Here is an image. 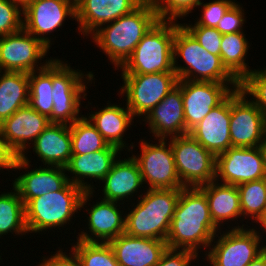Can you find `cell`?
I'll list each match as a JSON object with an SVG mask.
<instances>
[{"mask_svg": "<svg viewBox=\"0 0 266 266\" xmlns=\"http://www.w3.org/2000/svg\"><path fill=\"white\" fill-rule=\"evenodd\" d=\"M240 206L242 213V220L254 226L259 219L264 215L266 210V178L255 181H249L237 185Z\"/></svg>", "mask_w": 266, "mask_h": 266, "instance_id": "33", "label": "cell"}, {"mask_svg": "<svg viewBox=\"0 0 266 266\" xmlns=\"http://www.w3.org/2000/svg\"><path fill=\"white\" fill-rule=\"evenodd\" d=\"M209 53L220 56L222 34L212 27L183 26Z\"/></svg>", "mask_w": 266, "mask_h": 266, "instance_id": "40", "label": "cell"}, {"mask_svg": "<svg viewBox=\"0 0 266 266\" xmlns=\"http://www.w3.org/2000/svg\"><path fill=\"white\" fill-rule=\"evenodd\" d=\"M96 196L93 191H85L81 203L80 210H85L88 213L85 214L87 216L83 220L87 222V227L81 229L80 233H77V240H81L84 242H100V243H108L110 240L118 237L119 235L125 233V221H126V210L123 206V203L115 202V201H107L102 198H98L96 202L93 204L88 203V201H92ZM92 197V198H91ZM88 203V204H87ZM89 205L91 208H88ZM122 205V206H120ZM86 209H85V208ZM124 207V210H120ZM89 214V215H88ZM87 229H89L87 231Z\"/></svg>", "mask_w": 266, "mask_h": 266, "instance_id": "12", "label": "cell"}, {"mask_svg": "<svg viewBox=\"0 0 266 266\" xmlns=\"http://www.w3.org/2000/svg\"><path fill=\"white\" fill-rule=\"evenodd\" d=\"M49 119L30 105L18 109L0 124V132L7 147L21 156L48 126Z\"/></svg>", "mask_w": 266, "mask_h": 266, "instance_id": "20", "label": "cell"}, {"mask_svg": "<svg viewBox=\"0 0 266 266\" xmlns=\"http://www.w3.org/2000/svg\"><path fill=\"white\" fill-rule=\"evenodd\" d=\"M266 136V118L240 88L231 93L230 137L232 147H259Z\"/></svg>", "mask_w": 266, "mask_h": 266, "instance_id": "16", "label": "cell"}, {"mask_svg": "<svg viewBox=\"0 0 266 266\" xmlns=\"http://www.w3.org/2000/svg\"><path fill=\"white\" fill-rule=\"evenodd\" d=\"M23 28V10L9 0H0V37Z\"/></svg>", "mask_w": 266, "mask_h": 266, "instance_id": "39", "label": "cell"}, {"mask_svg": "<svg viewBox=\"0 0 266 266\" xmlns=\"http://www.w3.org/2000/svg\"><path fill=\"white\" fill-rule=\"evenodd\" d=\"M243 8L242 3L235 2L218 22L216 29L221 34L244 32L246 17Z\"/></svg>", "mask_w": 266, "mask_h": 266, "instance_id": "41", "label": "cell"}, {"mask_svg": "<svg viewBox=\"0 0 266 266\" xmlns=\"http://www.w3.org/2000/svg\"><path fill=\"white\" fill-rule=\"evenodd\" d=\"M8 233L15 234L14 236L17 237L26 236V233L28 235L25 205L13 186L10 192L0 194V239Z\"/></svg>", "mask_w": 266, "mask_h": 266, "instance_id": "31", "label": "cell"}, {"mask_svg": "<svg viewBox=\"0 0 266 266\" xmlns=\"http://www.w3.org/2000/svg\"><path fill=\"white\" fill-rule=\"evenodd\" d=\"M106 104L108 105H104L103 108H96V111L91 110L89 114L87 113L84 116L101 133L109 145L115 146L121 151L125 149L129 152L136 145L132 142L129 146L124 136L127 135L126 131L129 130V127L132 128L131 125H134V119L136 120V118L126 105L124 107V105H117V103L112 104L109 100Z\"/></svg>", "mask_w": 266, "mask_h": 266, "instance_id": "25", "label": "cell"}, {"mask_svg": "<svg viewBox=\"0 0 266 266\" xmlns=\"http://www.w3.org/2000/svg\"><path fill=\"white\" fill-rule=\"evenodd\" d=\"M121 153L119 148L109 145L106 149L94 153L72 155L65 167L69 182L82 187L85 191L90 190L95 193L97 188L93 180L95 182L99 180L97 182L99 184L110 172Z\"/></svg>", "mask_w": 266, "mask_h": 266, "instance_id": "22", "label": "cell"}, {"mask_svg": "<svg viewBox=\"0 0 266 266\" xmlns=\"http://www.w3.org/2000/svg\"><path fill=\"white\" fill-rule=\"evenodd\" d=\"M219 231L211 219L206 195L197 187L180 189L166 238L168 248L190 250L200 256Z\"/></svg>", "mask_w": 266, "mask_h": 266, "instance_id": "1", "label": "cell"}, {"mask_svg": "<svg viewBox=\"0 0 266 266\" xmlns=\"http://www.w3.org/2000/svg\"><path fill=\"white\" fill-rule=\"evenodd\" d=\"M145 190L136 203L131 201V208L126 204L129 212L126 211L125 233L166 241L180 189Z\"/></svg>", "mask_w": 266, "mask_h": 266, "instance_id": "3", "label": "cell"}, {"mask_svg": "<svg viewBox=\"0 0 266 266\" xmlns=\"http://www.w3.org/2000/svg\"><path fill=\"white\" fill-rule=\"evenodd\" d=\"M178 22L173 40V69L178 80L239 83L224 67L220 56L207 52ZM178 57L184 65L178 64Z\"/></svg>", "mask_w": 266, "mask_h": 266, "instance_id": "4", "label": "cell"}, {"mask_svg": "<svg viewBox=\"0 0 266 266\" xmlns=\"http://www.w3.org/2000/svg\"><path fill=\"white\" fill-rule=\"evenodd\" d=\"M31 148L41 161V166L43 163V166L65 168L72 156L70 125L49 123L22 155H27Z\"/></svg>", "mask_w": 266, "mask_h": 266, "instance_id": "28", "label": "cell"}, {"mask_svg": "<svg viewBox=\"0 0 266 266\" xmlns=\"http://www.w3.org/2000/svg\"><path fill=\"white\" fill-rule=\"evenodd\" d=\"M159 20L183 19L193 13L203 0H152Z\"/></svg>", "mask_w": 266, "mask_h": 266, "instance_id": "37", "label": "cell"}, {"mask_svg": "<svg viewBox=\"0 0 266 266\" xmlns=\"http://www.w3.org/2000/svg\"><path fill=\"white\" fill-rule=\"evenodd\" d=\"M256 225H257L258 228L256 227ZM256 225L254 226L255 229H258L257 231L262 234L261 235L262 237L264 236V239H266L265 235L263 234V233H266V210H265L264 215L259 219V221L256 223Z\"/></svg>", "mask_w": 266, "mask_h": 266, "instance_id": "46", "label": "cell"}, {"mask_svg": "<svg viewBox=\"0 0 266 266\" xmlns=\"http://www.w3.org/2000/svg\"><path fill=\"white\" fill-rule=\"evenodd\" d=\"M49 50L39 39L24 28L18 32L1 36L0 71L29 74L43 69L53 59L51 56V59L45 57L48 56ZM44 58L49 59L43 60Z\"/></svg>", "mask_w": 266, "mask_h": 266, "instance_id": "13", "label": "cell"}, {"mask_svg": "<svg viewBox=\"0 0 266 266\" xmlns=\"http://www.w3.org/2000/svg\"><path fill=\"white\" fill-rule=\"evenodd\" d=\"M101 183L102 186L100 187H102L101 191L103 192L101 198L103 200L122 202L123 204L125 202H129L127 203L128 205L134 196L138 197H135V200L142 196L143 192L141 187L146 189L144 188L146 185L143 184L138 164L132 156L123 159L119 156L113 163L110 172L100 181L99 184ZM138 192L142 193L139 195Z\"/></svg>", "mask_w": 266, "mask_h": 266, "instance_id": "23", "label": "cell"}, {"mask_svg": "<svg viewBox=\"0 0 266 266\" xmlns=\"http://www.w3.org/2000/svg\"><path fill=\"white\" fill-rule=\"evenodd\" d=\"M231 94L213 108L189 134L215 156L231 148Z\"/></svg>", "mask_w": 266, "mask_h": 266, "instance_id": "24", "label": "cell"}, {"mask_svg": "<svg viewBox=\"0 0 266 266\" xmlns=\"http://www.w3.org/2000/svg\"><path fill=\"white\" fill-rule=\"evenodd\" d=\"M15 159L16 155L7 147L0 132V171L3 169H7L9 172L13 171Z\"/></svg>", "mask_w": 266, "mask_h": 266, "instance_id": "44", "label": "cell"}, {"mask_svg": "<svg viewBox=\"0 0 266 266\" xmlns=\"http://www.w3.org/2000/svg\"><path fill=\"white\" fill-rule=\"evenodd\" d=\"M241 92L257 106L266 118V66L253 69L240 83Z\"/></svg>", "mask_w": 266, "mask_h": 266, "instance_id": "36", "label": "cell"}, {"mask_svg": "<svg viewBox=\"0 0 266 266\" xmlns=\"http://www.w3.org/2000/svg\"><path fill=\"white\" fill-rule=\"evenodd\" d=\"M250 46L245 32L222 34V64L239 83L252 71L248 61L246 63Z\"/></svg>", "mask_w": 266, "mask_h": 266, "instance_id": "30", "label": "cell"}, {"mask_svg": "<svg viewBox=\"0 0 266 266\" xmlns=\"http://www.w3.org/2000/svg\"><path fill=\"white\" fill-rule=\"evenodd\" d=\"M237 88L239 83L181 80L186 134Z\"/></svg>", "mask_w": 266, "mask_h": 266, "instance_id": "17", "label": "cell"}, {"mask_svg": "<svg viewBox=\"0 0 266 266\" xmlns=\"http://www.w3.org/2000/svg\"><path fill=\"white\" fill-rule=\"evenodd\" d=\"M140 139V155L133 153L146 189H182V183L177 174L170 138H158V142ZM169 140V141H168ZM149 141V142H148ZM155 143V144H154ZM132 151V152H131ZM136 154V155H135ZM148 183V184H147Z\"/></svg>", "mask_w": 266, "mask_h": 266, "instance_id": "10", "label": "cell"}, {"mask_svg": "<svg viewBox=\"0 0 266 266\" xmlns=\"http://www.w3.org/2000/svg\"><path fill=\"white\" fill-rule=\"evenodd\" d=\"M200 256L190 250L167 248L155 266H194ZM192 264V265H191Z\"/></svg>", "mask_w": 266, "mask_h": 266, "instance_id": "42", "label": "cell"}, {"mask_svg": "<svg viewBox=\"0 0 266 266\" xmlns=\"http://www.w3.org/2000/svg\"><path fill=\"white\" fill-rule=\"evenodd\" d=\"M120 75L123 84L117 95L125 96L127 108L139 119H143L178 83L175 72Z\"/></svg>", "mask_w": 266, "mask_h": 266, "instance_id": "9", "label": "cell"}, {"mask_svg": "<svg viewBox=\"0 0 266 266\" xmlns=\"http://www.w3.org/2000/svg\"><path fill=\"white\" fill-rule=\"evenodd\" d=\"M94 77L93 71L85 73L73 69L68 60L64 62L57 57L52 59L53 108L48 118L50 123L71 125L83 116L80 113L81 100L87 99L86 91Z\"/></svg>", "mask_w": 266, "mask_h": 266, "instance_id": "6", "label": "cell"}, {"mask_svg": "<svg viewBox=\"0 0 266 266\" xmlns=\"http://www.w3.org/2000/svg\"><path fill=\"white\" fill-rule=\"evenodd\" d=\"M108 243L120 266H155L168 248L164 240L133 237L126 233Z\"/></svg>", "mask_w": 266, "mask_h": 266, "instance_id": "27", "label": "cell"}, {"mask_svg": "<svg viewBox=\"0 0 266 266\" xmlns=\"http://www.w3.org/2000/svg\"><path fill=\"white\" fill-rule=\"evenodd\" d=\"M67 17L76 21L75 0H33L23 9V28L51 49L55 39L50 35Z\"/></svg>", "mask_w": 266, "mask_h": 266, "instance_id": "14", "label": "cell"}, {"mask_svg": "<svg viewBox=\"0 0 266 266\" xmlns=\"http://www.w3.org/2000/svg\"><path fill=\"white\" fill-rule=\"evenodd\" d=\"M141 121L148 125V132L154 139L186 135L181 80L144 119H140V124Z\"/></svg>", "mask_w": 266, "mask_h": 266, "instance_id": "19", "label": "cell"}, {"mask_svg": "<svg viewBox=\"0 0 266 266\" xmlns=\"http://www.w3.org/2000/svg\"><path fill=\"white\" fill-rule=\"evenodd\" d=\"M198 188L206 195L211 219L220 230L229 221V226L226 225L228 229H242L248 226L241 220L242 213L237 186L214 180ZM238 218L243 223L242 225L237 222ZM231 221L235 222L234 224L237 223L236 226ZM231 224L232 226H230Z\"/></svg>", "mask_w": 266, "mask_h": 266, "instance_id": "26", "label": "cell"}, {"mask_svg": "<svg viewBox=\"0 0 266 266\" xmlns=\"http://www.w3.org/2000/svg\"><path fill=\"white\" fill-rule=\"evenodd\" d=\"M143 0H75L79 35L91 36L102 25L130 13Z\"/></svg>", "mask_w": 266, "mask_h": 266, "instance_id": "21", "label": "cell"}, {"mask_svg": "<svg viewBox=\"0 0 266 266\" xmlns=\"http://www.w3.org/2000/svg\"><path fill=\"white\" fill-rule=\"evenodd\" d=\"M249 227L221 229L209 249H203L202 262L207 261L209 266H247L266 249V240L262 239L261 233L255 227Z\"/></svg>", "mask_w": 266, "mask_h": 266, "instance_id": "8", "label": "cell"}, {"mask_svg": "<svg viewBox=\"0 0 266 266\" xmlns=\"http://www.w3.org/2000/svg\"><path fill=\"white\" fill-rule=\"evenodd\" d=\"M175 20H158L135 47L132 55L118 69L121 74H152L175 72L173 40Z\"/></svg>", "mask_w": 266, "mask_h": 266, "instance_id": "7", "label": "cell"}, {"mask_svg": "<svg viewBox=\"0 0 266 266\" xmlns=\"http://www.w3.org/2000/svg\"><path fill=\"white\" fill-rule=\"evenodd\" d=\"M262 149H263V151H264L265 161H266V136H265V140H264V142H263V144H262Z\"/></svg>", "mask_w": 266, "mask_h": 266, "instance_id": "48", "label": "cell"}, {"mask_svg": "<svg viewBox=\"0 0 266 266\" xmlns=\"http://www.w3.org/2000/svg\"><path fill=\"white\" fill-rule=\"evenodd\" d=\"M235 0H212L208 3L202 2L198 7L201 8L200 17L194 21L195 23H180L182 26H206L216 28L218 22L222 19L228 9L235 3ZM193 24V25H192Z\"/></svg>", "mask_w": 266, "mask_h": 266, "instance_id": "38", "label": "cell"}, {"mask_svg": "<svg viewBox=\"0 0 266 266\" xmlns=\"http://www.w3.org/2000/svg\"><path fill=\"white\" fill-rule=\"evenodd\" d=\"M84 192L82 187L68 182L59 191L31 199L25 205L28 234H41L42 231L46 233L48 230L55 232L53 229L58 231L61 230L60 227L63 229L71 225L75 214L81 212L80 203Z\"/></svg>", "mask_w": 266, "mask_h": 266, "instance_id": "5", "label": "cell"}, {"mask_svg": "<svg viewBox=\"0 0 266 266\" xmlns=\"http://www.w3.org/2000/svg\"><path fill=\"white\" fill-rule=\"evenodd\" d=\"M71 251L68 253L63 252L62 248H58L55 251V254L49 256H42V260L40 259V263L37 266H81L80 261L76 255V253L70 249Z\"/></svg>", "mask_w": 266, "mask_h": 266, "instance_id": "43", "label": "cell"}, {"mask_svg": "<svg viewBox=\"0 0 266 266\" xmlns=\"http://www.w3.org/2000/svg\"><path fill=\"white\" fill-rule=\"evenodd\" d=\"M72 155H82L104 150L109 143L101 133L84 117L70 125Z\"/></svg>", "mask_w": 266, "mask_h": 266, "instance_id": "34", "label": "cell"}, {"mask_svg": "<svg viewBox=\"0 0 266 266\" xmlns=\"http://www.w3.org/2000/svg\"><path fill=\"white\" fill-rule=\"evenodd\" d=\"M247 266H266V249L253 259Z\"/></svg>", "mask_w": 266, "mask_h": 266, "instance_id": "45", "label": "cell"}, {"mask_svg": "<svg viewBox=\"0 0 266 266\" xmlns=\"http://www.w3.org/2000/svg\"><path fill=\"white\" fill-rule=\"evenodd\" d=\"M14 4H17L22 10L33 0H9Z\"/></svg>", "mask_w": 266, "mask_h": 266, "instance_id": "47", "label": "cell"}, {"mask_svg": "<svg viewBox=\"0 0 266 266\" xmlns=\"http://www.w3.org/2000/svg\"><path fill=\"white\" fill-rule=\"evenodd\" d=\"M29 74L0 71V124L29 105Z\"/></svg>", "mask_w": 266, "mask_h": 266, "instance_id": "29", "label": "cell"}, {"mask_svg": "<svg viewBox=\"0 0 266 266\" xmlns=\"http://www.w3.org/2000/svg\"><path fill=\"white\" fill-rule=\"evenodd\" d=\"M158 20L153 1L143 0L130 13L102 25L90 36L91 42L100 48L116 70L132 55L137 44Z\"/></svg>", "mask_w": 266, "mask_h": 266, "instance_id": "2", "label": "cell"}, {"mask_svg": "<svg viewBox=\"0 0 266 266\" xmlns=\"http://www.w3.org/2000/svg\"><path fill=\"white\" fill-rule=\"evenodd\" d=\"M266 178V161L262 146L231 147L216 156L215 180L231 185Z\"/></svg>", "mask_w": 266, "mask_h": 266, "instance_id": "15", "label": "cell"}, {"mask_svg": "<svg viewBox=\"0 0 266 266\" xmlns=\"http://www.w3.org/2000/svg\"><path fill=\"white\" fill-rule=\"evenodd\" d=\"M30 163L27 155H21L16 157L13 165V171L26 170L17 178L15 176L11 184L19 193L24 205L35 197L61 190L69 182L64 167L42 165L30 169L33 167Z\"/></svg>", "mask_w": 266, "mask_h": 266, "instance_id": "18", "label": "cell"}, {"mask_svg": "<svg viewBox=\"0 0 266 266\" xmlns=\"http://www.w3.org/2000/svg\"><path fill=\"white\" fill-rule=\"evenodd\" d=\"M76 243V244H75ZM70 243L81 266H120L109 243L84 242Z\"/></svg>", "mask_w": 266, "mask_h": 266, "instance_id": "35", "label": "cell"}, {"mask_svg": "<svg viewBox=\"0 0 266 266\" xmlns=\"http://www.w3.org/2000/svg\"><path fill=\"white\" fill-rule=\"evenodd\" d=\"M170 143L183 187L198 188L215 180L216 156L190 134L171 137Z\"/></svg>", "mask_w": 266, "mask_h": 266, "instance_id": "11", "label": "cell"}, {"mask_svg": "<svg viewBox=\"0 0 266 266\" xmlns=\"http://www.w3.org/2000/svg\"><path fill=\"white\" fill-rule=\"evenodd\" d=\"M29 105L49 118L53 108L52 60L43 68L29 73Z\"/></svg>", "mask_w": 266, "mask_h": 266, "instance_id": "32", "label": "cell"}]
</instances>
